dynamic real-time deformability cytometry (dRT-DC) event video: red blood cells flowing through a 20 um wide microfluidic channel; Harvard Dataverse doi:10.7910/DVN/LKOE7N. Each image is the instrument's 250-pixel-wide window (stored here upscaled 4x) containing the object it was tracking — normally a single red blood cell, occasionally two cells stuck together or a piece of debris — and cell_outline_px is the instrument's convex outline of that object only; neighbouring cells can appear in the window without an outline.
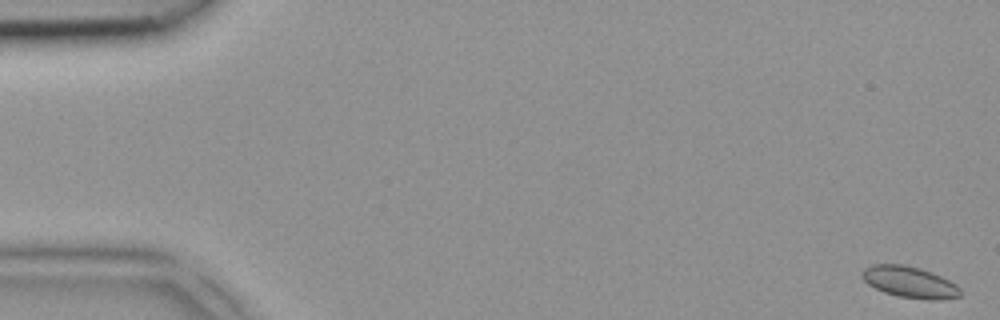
{"species": "common noctule bat (a hibernating species)", "species_latin": "Nyctalus noctula", "temperature_condition": "room temperature", "stored_images_in_passage": 5, "camera_frame_rate_fps": 3000, "um_per_image_px": 0.085, "animal": {"sex": "female", "body_mass_g": 18.4}, "frame": {"image": 1, "passage_image": 1, "time_ms": 0.0, "image_size_px": [1000, 320], "cell_outline_px": [[960, 296], [940, 300], [928, 300], [900, 296], [884, 292], [868, 284], [860, 276], [860, 272], [864, 268], [872, 264], [904, 264], [920, 268], [932, 272], [956, 284], [960, 288]], "centroid_in_image_um": [77.3, 23.96], "position_along_channel_um": 7.7, "area_um2": 17.98}}
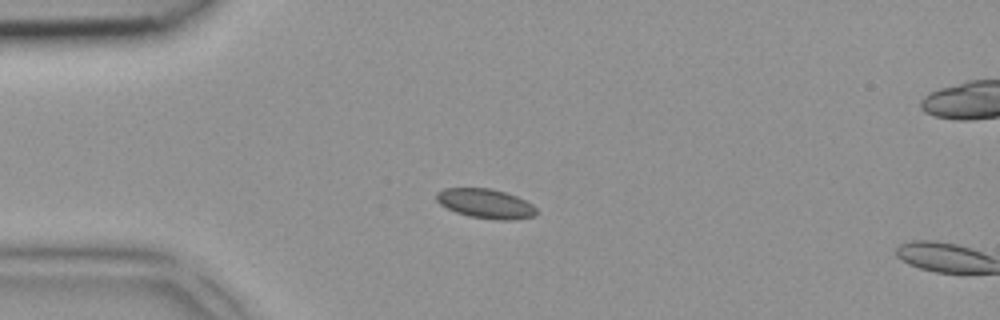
{"frame": {"image": 2, "passage_image": 4, "time_ms": 1.0, "image_size_px": [1000, 320], "cell_outline_px": [[536, 216], [512, 220], [496, 220], [468, 216], [456, 212], [440, 204], [436, 200], [436, 192], [444, 188], [492, 188], [516, 196], [532, 204], [536, 208]], "centroid_in_image_um": [41.27, 17.31], "position_along_channel_um": 43.7, "area_um2": 17.22}}